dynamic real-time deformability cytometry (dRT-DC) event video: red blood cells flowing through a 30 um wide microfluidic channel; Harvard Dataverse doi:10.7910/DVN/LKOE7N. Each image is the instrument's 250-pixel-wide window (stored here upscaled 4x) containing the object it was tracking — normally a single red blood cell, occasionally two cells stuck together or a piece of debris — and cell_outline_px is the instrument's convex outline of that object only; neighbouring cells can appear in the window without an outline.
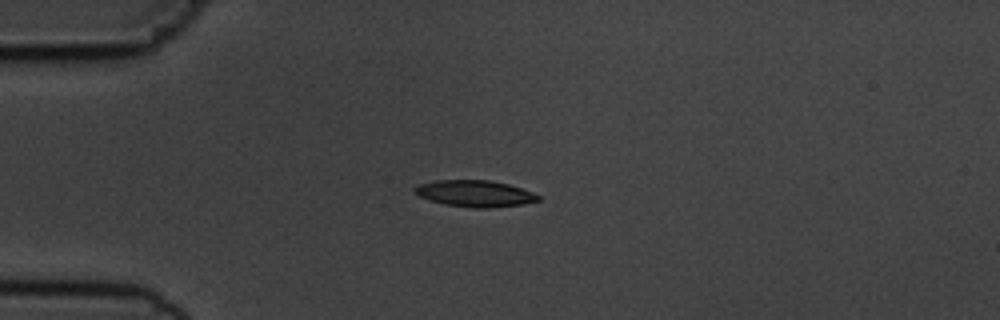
{"species": "common noctule bat (a hibernating species)", "species_latin": "Nyctalus noctula", "temperature_condition": "cold", "stored_images_in_passage": 10, "camera_frame_rate_fps": 3000, "um_per_image_px": 0.085, "animal": {"sex": "male", "body_mass_g": 19.5, "forearm_length_mm": 54.6}, "frame": {"image": 1, "passage_image": 3, "time_ms": 2.0, "image_size_px": [1000, 320], "cell_outline_px": [[540, 200], [524, 204], [488, 208], [472, 208], [444, 204], [420, 196], [412, 192], [412, 188], [420, 184], [436, 180], [488, 180], [508, 184], [532, 192], [540, 196]], "centroid_in_image_um": [40.35, 16.45], "position_along_channel_um": 44.6, "area_um2": 19.02}}
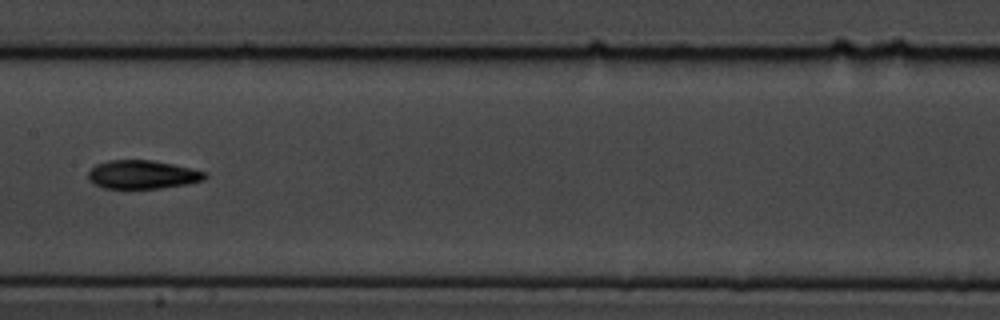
{"frame": {"image": 2, "passage_image": 7, "time_ms": 6.667, "image_size_px": [1000, 320], "cell_outline_px": [[208, 176], [204, 180], [188, 184], [160, 188], [104, 188], [88, 180], [88, 172], [96, 164], [108, 160], [152, 160], [172, 164], [208, 172]], "centroid_in_image_um": [12.13, 14.83], "position_along_channel_um": 195.3, "area_um2": 19.42}}
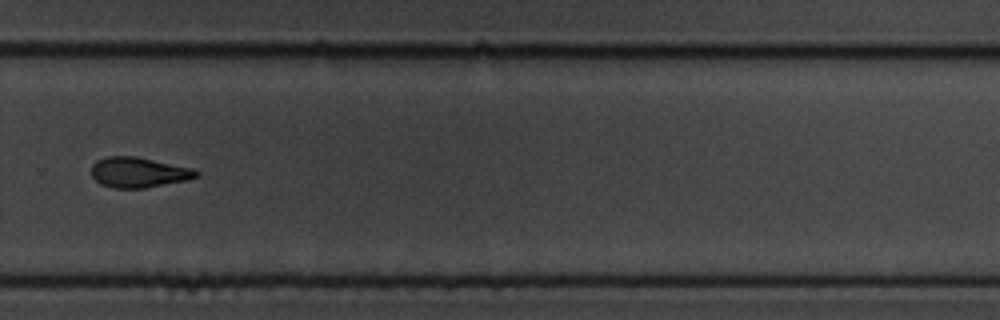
{"frame": {"image": 3, "passage_image": 10, "time_ms": 10.0, "image_size_px": [1000, 320], "cell_outline_px": [[200, 176], [188, 180], [144, 188], [112, 188], [100, 184], [92, 176], [92, 164], [96, 160], [108, 156], [136, 156], [192, 168], [200, 172]], "centroid_in_image_um": [11.79, 14.65], "position_along_channel_um": 318.0, "area_um2": 18.61}}